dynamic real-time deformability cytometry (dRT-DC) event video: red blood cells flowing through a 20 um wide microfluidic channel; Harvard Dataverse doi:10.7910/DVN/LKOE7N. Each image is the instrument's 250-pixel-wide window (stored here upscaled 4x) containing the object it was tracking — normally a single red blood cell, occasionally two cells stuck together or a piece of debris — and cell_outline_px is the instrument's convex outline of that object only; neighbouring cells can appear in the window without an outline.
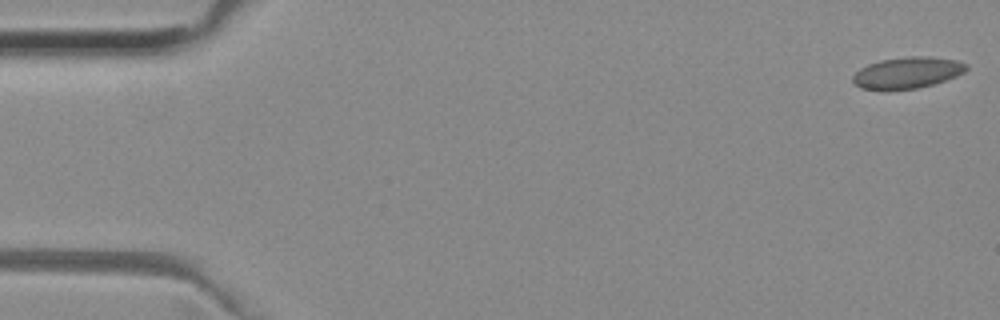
{"species": "common noctule bat (a hibernating species)", "species_latin": "Nyctalus noctula", "temperature_condition": "room temperature", "stored_images_in_passage": 36, "camera_frame_rate_fps": 3000, "um_per_image_px": 0.085, "animal": {"sex": "female", "body_mass_g": 29.2, "forearm_length_mm": 56.3}, "frame": {"image": 1, "passage_image": 1, "time_ms": 0.0, "image_size_px": [1000, 320], "cell_outline_px": [[968, 68], [964, 72], [956, 76], [932, 84], [916, 88], [888, 92], [884, 92], [860, 88], [852, 80], [852, 76], [860, 68], [868, 64], [880, 60], [908, 56], [928, 56], [956, 60], [968, 64]], "centroid_in_image_um": [77.08, 6.2], "position_along_channel_um": 7.9, "area_um2": 21.15}}
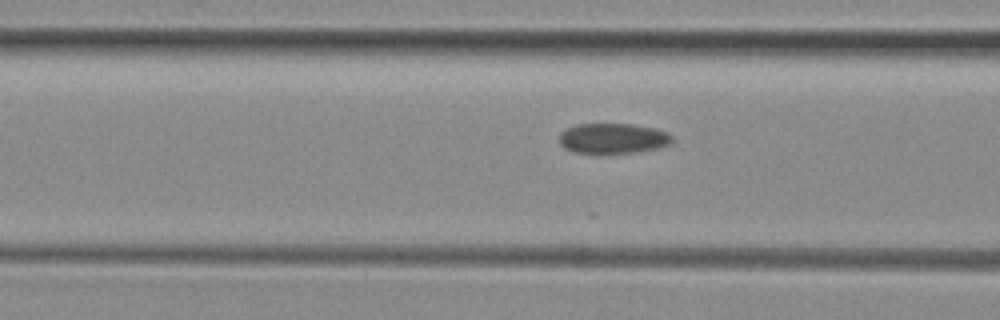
{"frame": {"image": 2, "passage_image": 21, "time_ms": 6.667, "image_size_px": [1000, 320], "cell_outline_px": [[672, 144], [660, 148], [640, 152], [600, 156], [596, 156], [572, 152], [564, 148], [560, 144], [560, 132], [576, 124], [632, 124], [656, 128], [668, 132], [672, 136]], "centroid_in_image_um": [52.1, 11.82], "position_along_channel_um": 114.5, "area_um2": 20.98}}
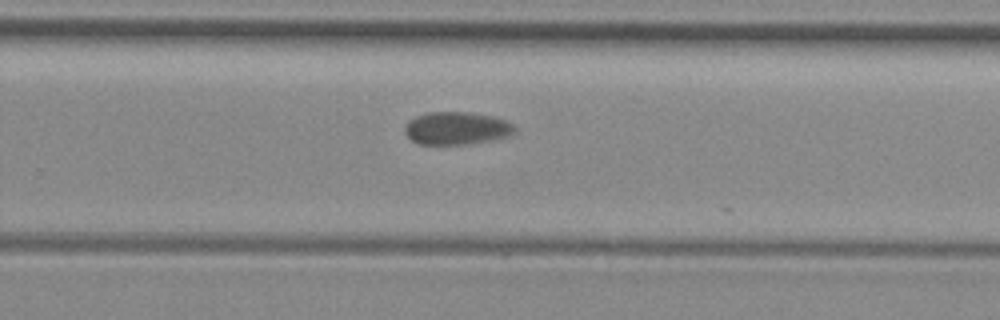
{"frame": {"image": 3, "passage_image": 35, "time_ms": 11.333, "image_size_px": [1000, 320], "cell_outline_px": [[516, 132], [508, 136], [468, 144], [416, 144], [404, 132], [404, 128], [408, 120], [416, 116], [428, 112], [468, 112], [492, 116], [508, 120], [516, 128]], "centroid_in_image_um": [38.8, 10.89], "position_along_channel_um": 291.0, "area_um2": 21.04}}